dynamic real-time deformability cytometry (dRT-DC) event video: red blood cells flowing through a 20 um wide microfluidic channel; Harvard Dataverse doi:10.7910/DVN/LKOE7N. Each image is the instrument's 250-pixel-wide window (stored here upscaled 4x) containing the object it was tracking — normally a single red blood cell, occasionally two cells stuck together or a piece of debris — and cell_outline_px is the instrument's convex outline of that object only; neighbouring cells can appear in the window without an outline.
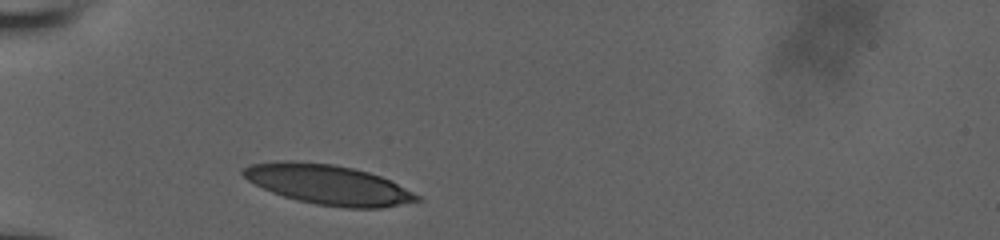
{"species": "human", "species_latin": "Homo sapiens", "temperature_condition": "room temperature", "stored_images_in_passage": 29, "camera_frame_rate_fps": 3000, "um_per_image_px": 0.085, "donor": {"sex": "male"}, "frame": {"image": 1, "passage_image": 1, "time_ms": 0.0, "image_size_px": [1000, 240], "cell_outline_px": [[424, 200], [380, 208], [344, 208], [316, 204], [296, 200], [272, 192], [248, 180], [240, 172], [244, 168], [252, 164], [284, 160], [288, 160], [332, 164], [352, 168], [368, 172], [380, 176], [420, 196]], "centroid_in_image_um": [27.89, 15.7], "position_along_channel_um": 57.1, "area_um2": 39.94}}
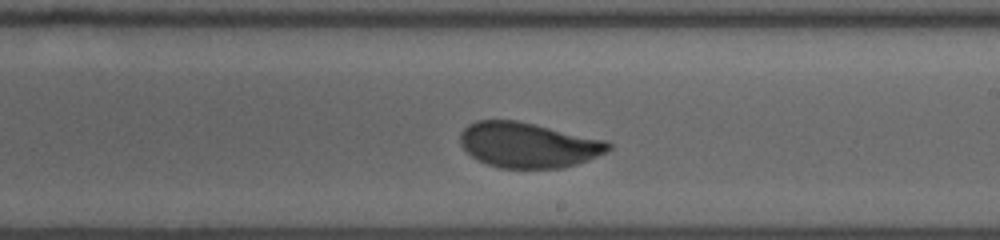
{"frame": {"image": 2, "passage_image": 15, "time_ms": 5.333, "image_size_px": [1000, 240], "cell_outline_px": [[612, 148], [588, 160], [564, 168], [500, 168], [476, 160], [460, 144], [460, 132], [468, 124], [476, 120], [516, 120], [608, 140], [612, 144]], "centroid_in_image_um": [44.9, 12.32], "position_along_channel_um": 244.1, "area_um2": 39.19}}
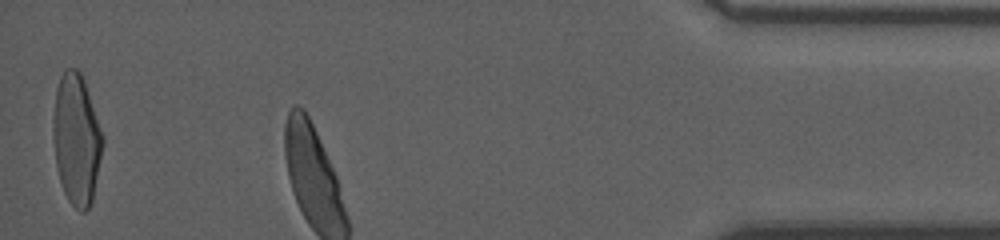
{"frame": {"image": 3, "passage_image": 29, "time_ms": 10.667, "image_size_px": [1000, 240], "cell_outline_px": [[104, 140], [92, 200], [88, 208], [84, 212], [80, 212], [68, 200], [64, 192], [60, 180], [56, 164], [52, 136], [52, 128], [56, 88], [60, 76], [64, 68], [76, 68], [80, 72], [84, 80], [104, 136]], "centroid_in_image_um": [6.49, 11.81], "position_along_channel_um": 428.7, "area_um2": 37.74}, "authors_computed_cell_mechanics": {"area_um2": 39.4196, "velocity_mm_per_s": 3.815, "shape_relaxation_time_tau1_ms": 3.2881, "shape_relaxation_time_tau2_ms": null, "deformation_change_tau1": 0.1308, "deformation_change_tau2": null}}